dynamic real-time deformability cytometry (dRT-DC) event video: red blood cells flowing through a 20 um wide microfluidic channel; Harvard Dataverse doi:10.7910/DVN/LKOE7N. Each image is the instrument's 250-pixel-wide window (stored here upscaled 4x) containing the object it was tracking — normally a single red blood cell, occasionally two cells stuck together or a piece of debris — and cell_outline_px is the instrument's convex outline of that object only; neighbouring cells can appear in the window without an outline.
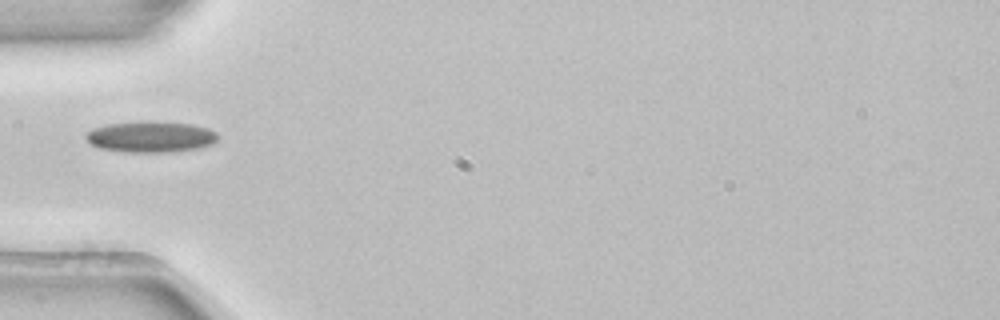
{"species": "common noctule bat (a hibernating species)", "species_latin": "Nyctalus noctula", "temperature_condition": "room temperature", "stored_images_in_passage": 1, "camera_frame_rate_fps": 3000, "um_per_image_px": 0.085, "animal": {"sex": "female", "body_mass_g": 22.7, "forearm_length_mm": 54.2}, "frame": {"image": 1, "passage_image": 1, "time_ms": 0.0, "image_size_px": [1000, 320], "cell_outline_px": [[216, 140], [212, 144], [196, 148], [172, 152], [124, 152], [100, 148], [92, 144], [84, 136], [84, 132], [92, 128], [108, 124], [192, 124], [208, 128], [216, 132]], "centroid_in_image_um": [12.78, 11.68], "position_along_channel_um": 72.2, "area_um2": 22.83}}